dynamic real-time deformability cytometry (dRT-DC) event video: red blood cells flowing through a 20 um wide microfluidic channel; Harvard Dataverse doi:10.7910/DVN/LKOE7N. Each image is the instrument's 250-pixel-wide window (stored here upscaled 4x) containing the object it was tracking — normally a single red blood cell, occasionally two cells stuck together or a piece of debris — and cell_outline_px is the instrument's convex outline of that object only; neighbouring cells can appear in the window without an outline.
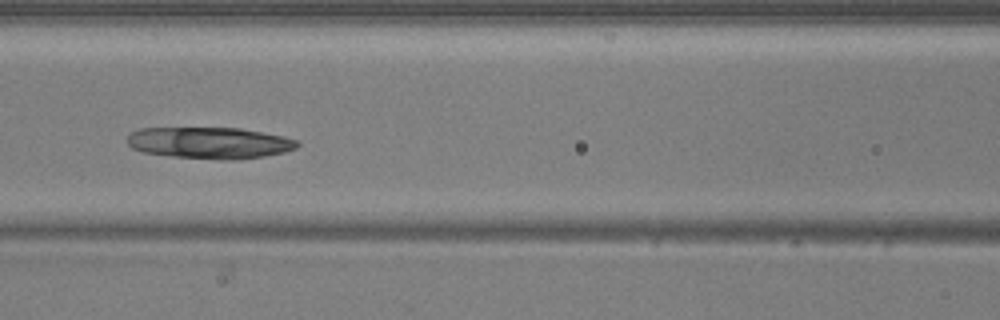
{"species": "common noctule bat (a hibernating species)", "species_latin": "Nyctalus noctula", "temperature_condition": "warm", "stored_images_in_passage": 49, "camera_frame_rate_fps": 3000, "um_per_image_px": 0.085, "animal": {"sex": "male", "body_mass_g": 20.5, "forearm_length_mm": 52.5}, "frame": {"image": 1, "passage_image": 22, "time_ms": 7.0, "image_size_px": [1000, 320], "cell_outline_px": [[300, 144], [296, 148], [284, 152], [264, 156], [232, 160], [220, 160], [172, 156], [144, 152], [132, 148], [128, 144], [128, 136], [132, 132], [140, 128], [240, 128], [284, 136], [296, 140]], "centroid_in_image_um": [17.83, 12.14], "position_along_channel_um": 148.8, "area_um2": 31.15}}
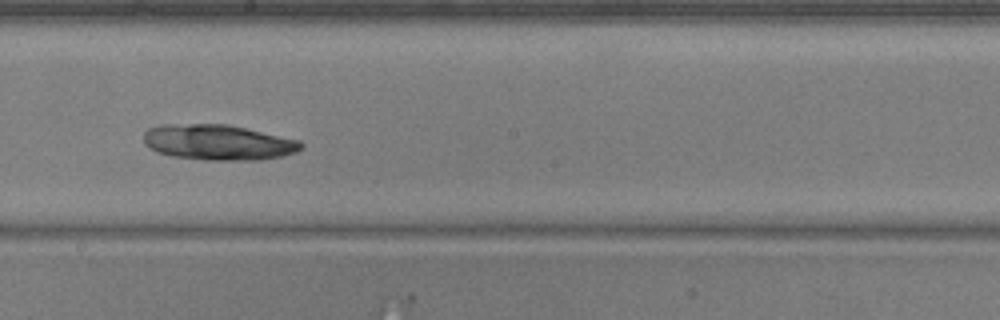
{"frame": {"image": 2, "passage_image": 28, "time_ms": 9.0, "image_size_px": [1000, 320], "cell_outline_px": [[304, 148], [296, 152], [280, 156], [260, 160], [204, 160], [172, 156], [156, 152], [144, 144], [144, 132], [148, 128], [160, 124], [228, 124], [300, 140], [304, 144]], "centroid_in_image_um": [18.53, 12.1], "position_along_channel_um": 229.7, "area_um2": 32.83}}